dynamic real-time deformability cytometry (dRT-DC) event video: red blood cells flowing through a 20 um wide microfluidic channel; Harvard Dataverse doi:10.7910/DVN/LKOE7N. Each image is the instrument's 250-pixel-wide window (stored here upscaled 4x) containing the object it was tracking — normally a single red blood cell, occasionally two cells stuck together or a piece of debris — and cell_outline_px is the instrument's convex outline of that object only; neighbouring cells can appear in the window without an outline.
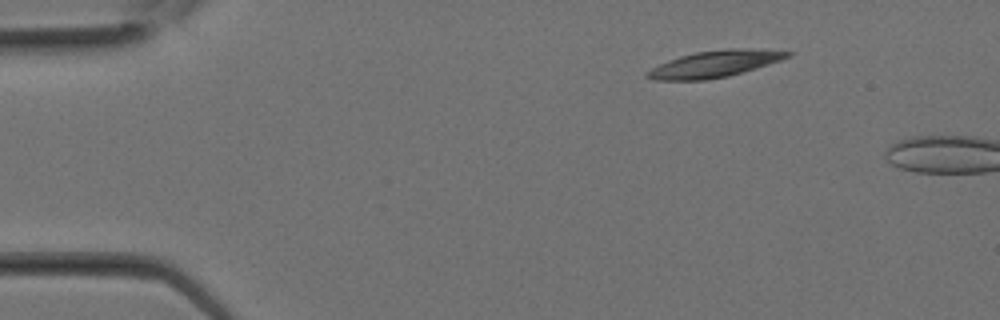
{"species": "Egyptian fruit bat (a non-hibernating species)", "species_latin": "Rousettus aegyptiacus", "temperature_condition": "room temperature", "stored_images_in_passage": 3, "camera_frame_rate_fps": 3000, "um_per_image_px": 0.085, "animal": {"sex": "female"}, "frame": {"image": 1, "passage_image": 1, "time_ms": 0.0, "image_size_px": [1000, 320], "cell_outline_px": [[792, 56], [768, 64], [728, 76], [704, 80], [656, 80], [644, 76], [644, 72], [668, 60], [680, 56], [696, 52], [728, 48], [748, 48], [792, 52]], "centroid_in_image_um": [60.72, 5.43], "position_along_channel_um": 24.3, "area_um2": 21.56}}